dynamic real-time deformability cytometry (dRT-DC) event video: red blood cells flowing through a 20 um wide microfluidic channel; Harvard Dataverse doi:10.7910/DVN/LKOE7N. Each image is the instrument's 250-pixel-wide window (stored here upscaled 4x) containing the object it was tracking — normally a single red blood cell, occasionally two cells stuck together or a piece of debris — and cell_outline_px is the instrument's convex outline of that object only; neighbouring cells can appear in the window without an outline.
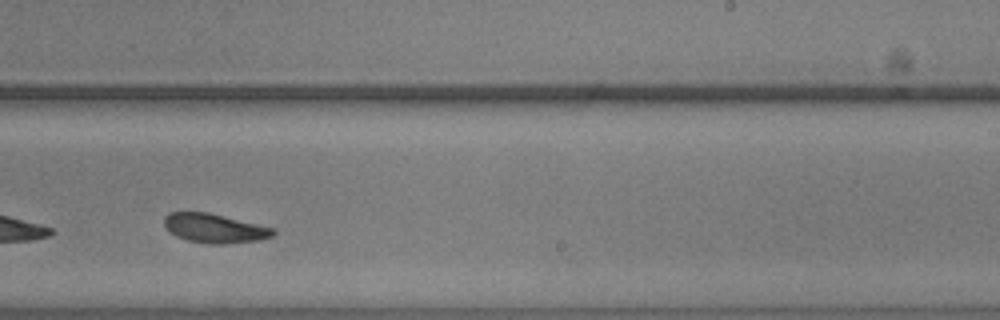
{"species": "common noctule bat (a hibernating species)", "species_latin": "Nyctalus noctula", "temperature_condition": "warm", "stored_images_in_passage": 37, "camera_frame_rate_fps": 3000, "um_per_image_px": 0.085, "animal": {"sex": "male", "body_mass_g": 20.5, "forearm_length_mm": 52.5}, "frame": {"image": 1, "passage_image": 22, "time_ms": 7.0, "image_size_px": [1000, 320], "cell_outline_px": [[276, 232], [272, 236], [260, 240], [224, 244], [208, 244], [188, 240], [176, 236], [164, 224], [164, 216], [168, 212], [208, 212], [276, 228]], "centroid_in_image_um": [18.27, 19.4], "position_along_channel_um": 270.7, "area_um2": 18.55}, "authors_computed_cell_mechanics": {"area_um2": 19.074, "velocity_mm_per_s": 3.5907, "shape_relaxation_time_tau1_ms": 3.1535, "shape_relaxation_time_tau2_ms": 1.7677, "deformation_change_tau1": 0.1273, "deformation_change_tau2": 0.0818}}